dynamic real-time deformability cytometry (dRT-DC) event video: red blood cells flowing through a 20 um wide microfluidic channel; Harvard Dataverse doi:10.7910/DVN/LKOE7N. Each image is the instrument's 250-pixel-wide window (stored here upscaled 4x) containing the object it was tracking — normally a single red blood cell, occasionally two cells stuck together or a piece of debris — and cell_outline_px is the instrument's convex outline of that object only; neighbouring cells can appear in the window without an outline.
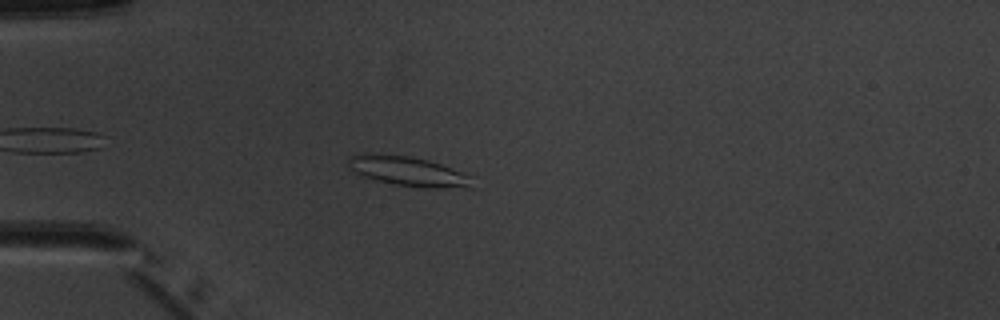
{"species": "common noctule bat (a hibernating species)", "species_latin": "Nyctalus noctula", "temperature_condition": "warm", "stored_images_in_passage": 5, "camera_frame_rate_fps": 3000, "um_per_image_px": 0.085, "animal": {"sex": "male", "body_mass_g": 20.1, "forearm_length_mm": 53.5}, "frame": {"image": 1, "passage_image": 5, "time_ms": 4.333, "image_size_px": [1000, 320], "cell_outline_px": [[476, 188], [420, 188], [396, 184], [376, 180], [360, 176], [348, 164], [348, 156], [360, 152], [408, 156], [428, 160], [476, 176]], "centroid_in_image_um": [34.8, 14.57], "position_along_channel_um": 50.2, "area_um2": 22.08}}